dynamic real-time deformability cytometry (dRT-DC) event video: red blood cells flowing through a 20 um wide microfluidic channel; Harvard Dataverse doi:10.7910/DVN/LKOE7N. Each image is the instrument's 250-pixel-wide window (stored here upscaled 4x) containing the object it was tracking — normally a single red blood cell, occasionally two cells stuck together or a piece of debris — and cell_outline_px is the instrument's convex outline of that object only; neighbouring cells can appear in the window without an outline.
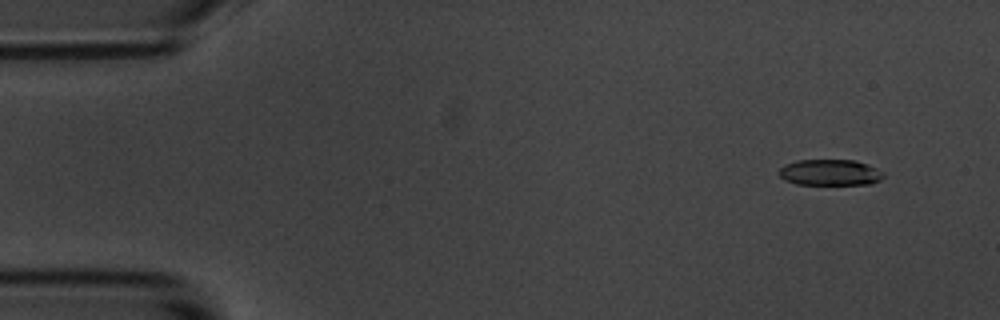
{"species": "common noctule bat (a hibernating species)", "species_latin": "Nyctalus noctula", "temperature_condition": "room temperature", "stored_images_in_passage": 7, "camera_frame_rate_fps": 3000, "um_per_image_px": 0.085, "animal": {"sex": "male", "body_mass_g": 20.1, "forearm_length_mm": 53.5}, "frame": {"image": 1, "passage_image": 2, "time_ms": 1.0, "image_size_px": [1000, 320], "cell_outline_px": [[884, 176], [880, 180], [872, 184], [796, 184], [784, 180], [780, 176], [780, 168], [784, 164], [796, 160], [856, 160], [868, 164], [884, 172]], "centroid_in_image_um": [70.57, 14.65], "position_along_channel_um": 14.4, "area_um2": 15.95}}
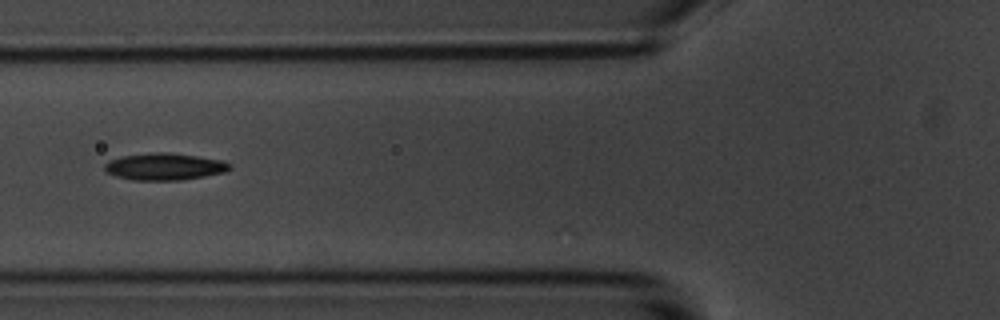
{"frame": {"image": 2, "passage_image": 6, "time_ms": 6.667, "image_size_px": [1000, 320], "cell_outline_px": [[232, 168], [224, 172], [204, 176], [180, 180], [132, 180], [116, 176], [108, 172], [104, 168], [104, 164], [108, 160], [124, 156], [152, 152], [168, 152], [224, 160], [232, 164]], "centroid_in_image_um": [14.0, 14.16], "position_along_channel_um": 111.8, "area_um2": 19.65}}